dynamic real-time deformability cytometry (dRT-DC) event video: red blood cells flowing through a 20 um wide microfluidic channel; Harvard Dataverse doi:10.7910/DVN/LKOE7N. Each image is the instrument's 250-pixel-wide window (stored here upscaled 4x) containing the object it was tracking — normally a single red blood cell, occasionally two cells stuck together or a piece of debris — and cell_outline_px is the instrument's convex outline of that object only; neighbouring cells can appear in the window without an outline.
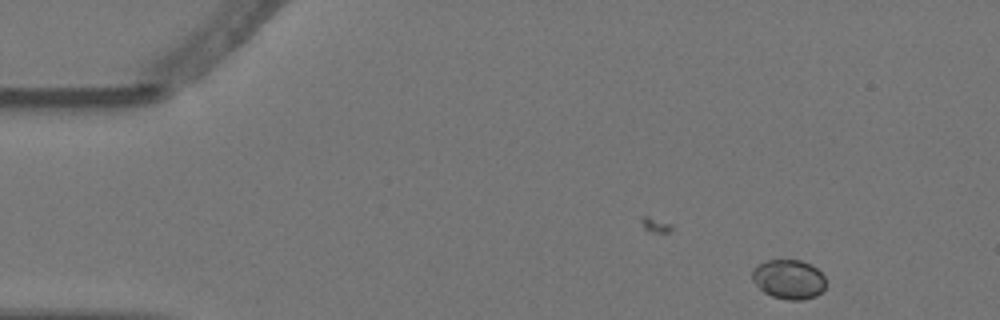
{"species": "Egyptian fruit bat (a non-hibernating species)", "species_latin": "Rousettus aegyptiacus", "temperature_condition": "warm", "stored_images_in_passage": 4, "camera_frame_rate_fps": 3000, "um_per_image_px": 0.085, "animal": {"sex": "female"}, "frame": {"image": 1, "passage_image": 1, "time_ms": 0.0, "image_size_px": [1000, 320], "cell_outline_px": [[824, 288], [816, 296], [800, 300], [788, 300], [772, 296], [764, 292], [752, 280], [752, 272], [756, 264], [768, 260], [800, 260], [812, 264], [824, 276]], "centroid_in_image_um": [67.03, 23.73], "position_along_channel_um": 18.0, "area_um2": 16.88}}
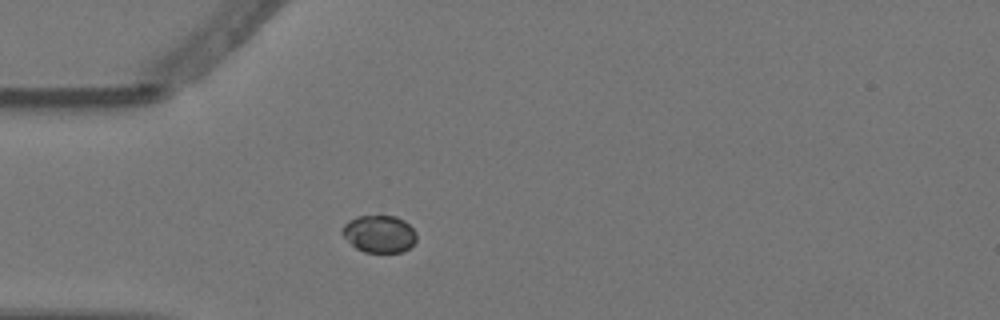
{"frame": {"image": 2, "passage_image": 4, "time_ms": 1.0, "image_size_px": [1000, 320], "cell_outline_px": [[416, 240], [408, 248], [400, 252], [364, 252], [356, 248], [340, 232], [340, 228], [348, 220], [356, 216], [396, 216], [404, 220], [416, 232]], "centroid_in_image_um": [32.21, 19.87], "position_along_channel_um": 52.8, "area_um2": 16.13}}